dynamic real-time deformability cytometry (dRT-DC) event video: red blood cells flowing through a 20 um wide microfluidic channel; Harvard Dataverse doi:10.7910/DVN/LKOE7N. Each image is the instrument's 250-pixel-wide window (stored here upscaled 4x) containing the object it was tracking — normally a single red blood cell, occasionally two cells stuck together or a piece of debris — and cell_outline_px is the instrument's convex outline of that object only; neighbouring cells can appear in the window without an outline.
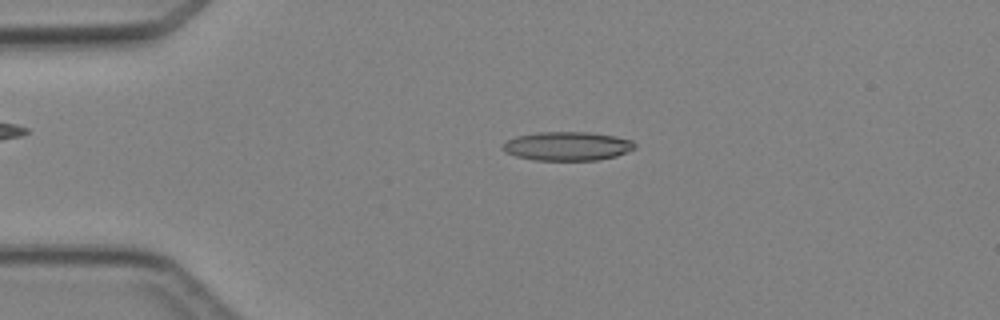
{"species": "Egyptian fruit bat (a non-hibernating species)", "species_latin": "Rousettus aegyptiacus", "temperature_condition": "cold", "stored_images_in_passage": 4, "camera_frame_rate_fps": 3000, "um_per_image_px": 0.085, "animal": {"sex": "female"}, "frame": {"image": 1, "passage_image": 2, "time_ms": 1.0, "image_size_px": [1000, 320], "cell_outline_px": [[636, 148], [616, 156], [596, 160], [536, 160], [516, 156], [504, 152], [500, 148], [504, 140], [516, 136], [536, 132], [588, 132], [616, 136], [632, 140], [636, 144]], "centroid_in_image_um": [48.18, 12.41], "position_along_channel_um": 36.8, "area_um2": 22.43}}
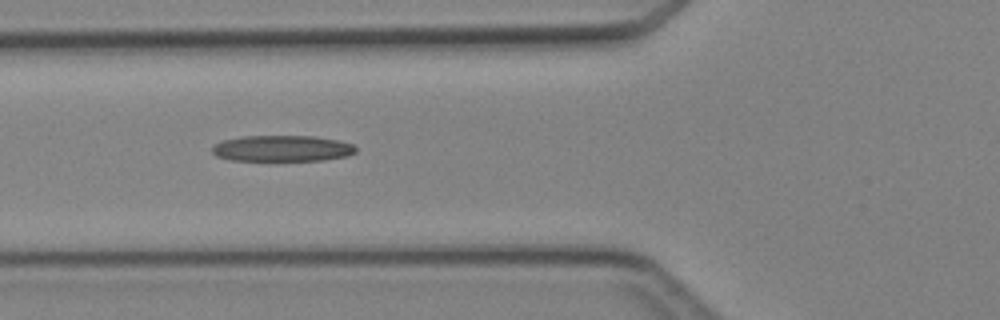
{"frame": {"image": 2, "passage_image": 4, "time_ms": 3.333, "image_size_px": [1000, 320], "cell_outline_px": [[356, 152], [348, 156], [324, 160], [232, 160], [216, 156], [212, 152], [212, 148], [216, 144], [224, 140], [240, 136], [312, 136], [336, 140], [352, 144], [356, 148]], "centroid_in_image_um": [23.99, 12.61], "position_along_channel_um": 101.8, "area_um2": 21.68}}